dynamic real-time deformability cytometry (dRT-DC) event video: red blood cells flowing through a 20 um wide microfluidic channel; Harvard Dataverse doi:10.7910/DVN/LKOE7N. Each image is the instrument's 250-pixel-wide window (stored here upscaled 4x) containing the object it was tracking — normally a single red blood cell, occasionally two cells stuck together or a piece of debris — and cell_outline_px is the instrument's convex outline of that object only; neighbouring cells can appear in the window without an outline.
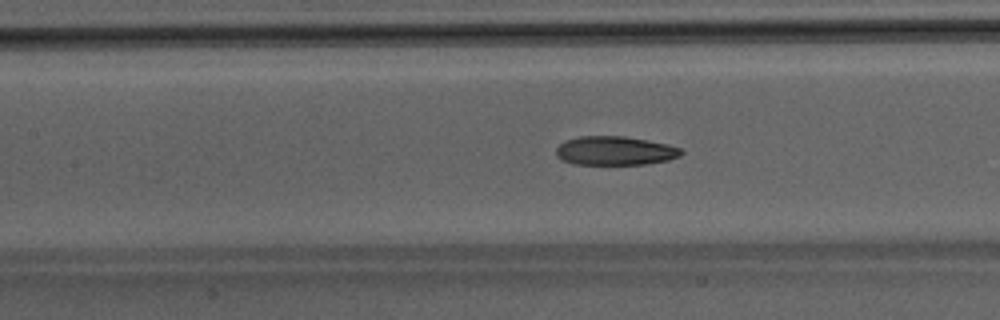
{"species": "Egyptian fruit bat (a non-hibernating species)", "species_latin": "Rousettus aegyptiacus", "temperature_condition": "room temperature", "stored_images_in_passage": 48, "camera_frame_rate_fps": 3000, "um_per_image_px": 0.085, "animal": {"sex": "male"}, "frame": {"image": 1, "passage_image": 21, "time_ms": 6.667, "image_size_px": [1000, 320], "cell_outline_px": [[684, 152], [680, 156], [668, 160], [644, 164], [572, 164], [560, 160], [556, 156], [556, 148], [564, 140], [580, 136], [624, 136], [668, 144], [680, 148]], "centroid_in_image_um": [52.24, 12.81], "position_along_channel_um": 155.2, "area_um2": 21.15}}
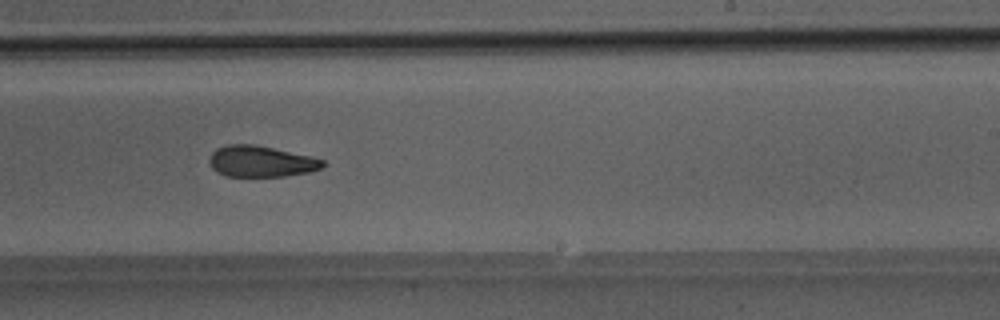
{"frame": {"image": 2, "passage_image": 29, "time_ms": 9.333, "image_size_px": [1000, 320], "cell_outline_px": [[328, 164], [324, 168], [308, 172], [284, 176], [224, 176], [216, 172], [208, 164], [208, 160], [212, 152], [216, 148], [228, 144], [256, 144], [308, 156], [324, 160]], "centroid_in_image_um": [22.16, 13.72], "position_along_channel_um": 266.8, "area_um2": 20.75}}
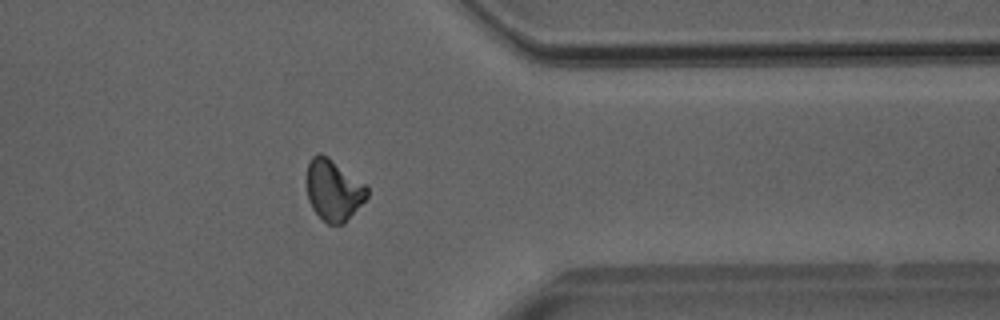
{"frame": {"image": 3, "passage_image": 38, "time_ms": 12.333, "image_size_px": [1000, 320], "cell_outline_px": [[368, 196], [344, 224], [328, 224], [312, 208], [308, 200], [308, 160], [316, 152], [320, 152], [328, 156], [368, 184]], "centroid_in_image_um": [28.38, 16.12], "position_along_channel_um": 383.0, "area_um2": 21.73}}